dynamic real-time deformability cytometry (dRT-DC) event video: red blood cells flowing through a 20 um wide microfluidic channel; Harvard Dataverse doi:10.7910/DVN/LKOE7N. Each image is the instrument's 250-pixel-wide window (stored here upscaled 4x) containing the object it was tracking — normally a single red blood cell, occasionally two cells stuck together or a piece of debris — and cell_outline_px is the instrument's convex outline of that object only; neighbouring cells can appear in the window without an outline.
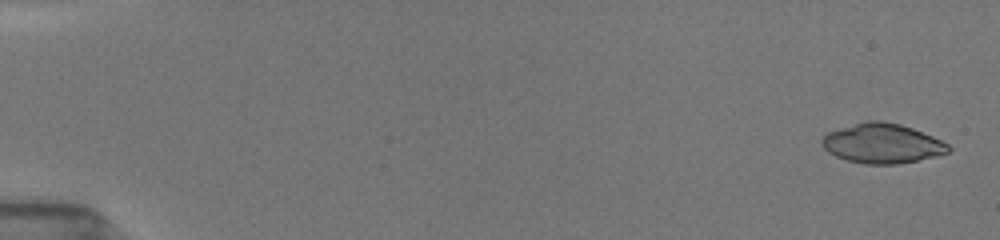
{"species": "common noctule bat (a hibernating species)", "species_latin": "Nyctalus noctula", "temperature_condition": "room temperature", "stored_images_in_passage": 31, "camera_frame_rate_fps": 3000, "um_per_image_px": 0.085, "animal": {"sex": "female", "body_mass_g": 19.5, "forearm_length_mm": 54.1}, "frame": {"image": 1, "passage_image": 2, "time_ms": 0.333, "image_size_px": [1000, 240], "cell_outline_px": [[952, 148], [948, 152], [936, 156], [896, 164], [864, 164], [848, 160], [836, 156], [828, 152], [820, 144], [820, 140], [828, 132], [868, 120], [880, 120], [900, 124], [912, 128], [932, 136], [948, 144]], "centroid_in_image_um": [74.98, 12.19], "position_along_channel_um": 10.0, "area_um2": 29.02}}
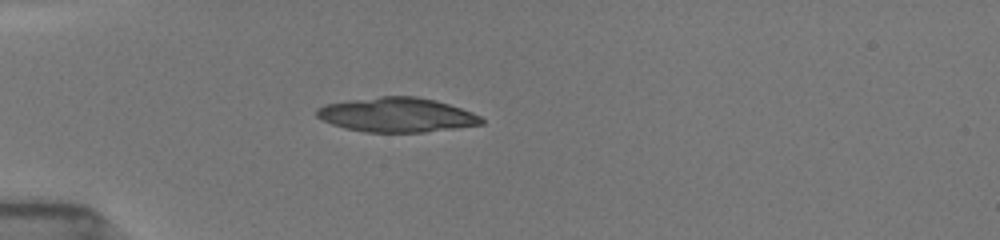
{"frame": {"image": 2, "passage_image": 26, "time_ms": 5.0, "image_size_px": [1000, 240], "cell_outline_px": [[484, 124], [424, 132], [364, 132], [344, 128], [332, 124], [316, 116], [316, 108], [324, 104], [348, 100], [380, 96], [416, 96], [436, 100], [472, 112], [480, 116], [484, 120]], "centroid_in_image_um": [33.71, 9.76], "position_along_channel_um": 51.3, "area_um2": 33.12}}